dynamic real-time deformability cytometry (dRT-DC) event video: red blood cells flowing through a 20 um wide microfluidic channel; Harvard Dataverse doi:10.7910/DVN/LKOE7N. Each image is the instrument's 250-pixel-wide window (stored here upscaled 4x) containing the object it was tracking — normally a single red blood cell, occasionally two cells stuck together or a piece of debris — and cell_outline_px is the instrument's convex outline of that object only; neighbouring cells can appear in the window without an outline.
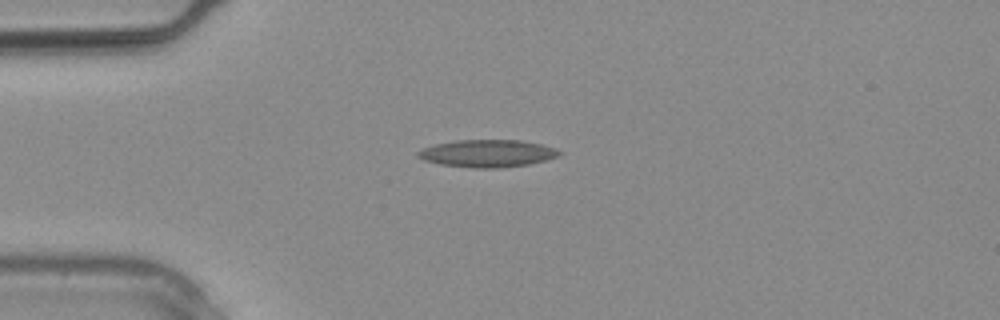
{"species": "common noctule bat (a hibernating species)", "species_latin": "Nyctalus noctula", "temperature_condition": "warm", "stored_images_in_passage": 12, "camera_frame_rate_fps": 3000, "um_per_image_px": 0.085, "animal": {"sex": "male", "body_mass_g": 20.4}, "frame": {"image": 1, "passage_image": 7, "time_ms": 2.0, "image_size_px": [1000, 320], "cell_outline_px": [[564, 152], [556, 156], [544, 160], [528, 164], [496, 168], [472, 168], [440, 164], [424, 160], [416, 156], [416, 152], [424, 148], [436, 144], [456, 140], [520, 140], [540, 144], [556, 148]], "centroid_in_image_um": [41.41, 13.04], "position_along_channel_um": 43.6, "area_um2": 22.43}}
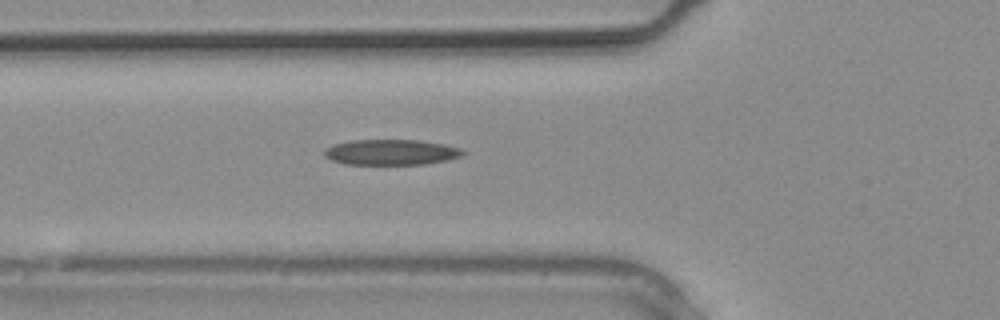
{"frame": {"image": 2, "passage_image": 10, "time_ms": 3.0, "image_size_px": [1000, 320], "cell_outline_px": [[464, 152], [460, 156], [448, 160], [424, 164], [344, 164], [332, 160], [324, 156], [324, 148], [332, 144], [352, 140], [420, 140], [444, 144], [460, 148]], "centroid_in_image_um": [33.2, 12.93], "position_along_channel_um": 92.6, "area_um2": 20.63}}